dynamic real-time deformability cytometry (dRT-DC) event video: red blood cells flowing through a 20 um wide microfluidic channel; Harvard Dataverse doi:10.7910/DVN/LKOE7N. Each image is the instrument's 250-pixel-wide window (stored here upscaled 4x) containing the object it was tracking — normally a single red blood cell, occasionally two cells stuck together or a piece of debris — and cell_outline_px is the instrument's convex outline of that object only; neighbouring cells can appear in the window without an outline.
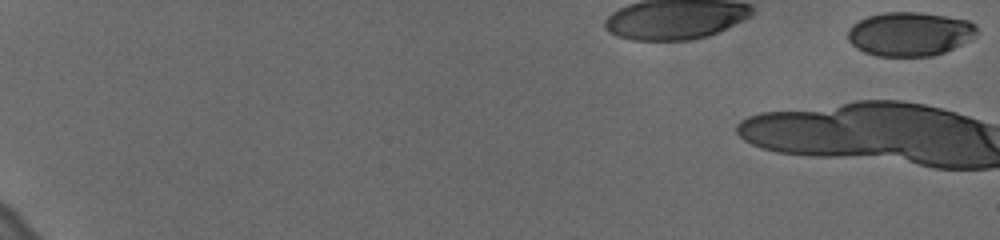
{"species": "human", "species_latin": "Homo sapiens", "temperature_condition": "cold", "stored_images_in_passage": 50, "camera_frame_rate_fps": 3000, "um_per_image_px": 0.085, "donor": {"sex": "female"}, "frame": {"image": 1, "passage_image": 1, "time_ms": 0.0, "image_size_px": [1000, 240], "cell_outline_px": [[980, 32], [976, 36], [944, 52], [932, 56], [876, 56], [864, 52], [856, 48], [848, 40], [848, 28], [852, 24], [868, 16], [884, 12], [920, 12], [968, 20], [976, 24]], "centroid_in_image_um": [77.33, 2.88], "position_along_channel_um": 7.7, "area_um2": 33.18}}
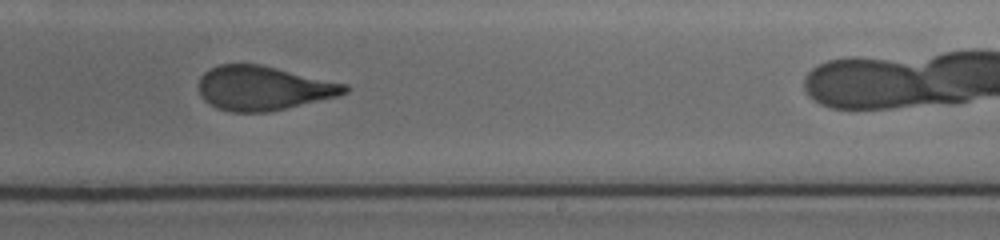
{"frame": {"image": 2, "passage_image": 37, "time_ms": 12.0, "image_size_px": [1000, 240], "cell_outline_px": [[348, 92], [336, 96], [268, 112], [232, 112], [220, 108], [204, 100], [200, 92], [200, 76], [204, 72], [220, 64], [260, 64], [348, 84]], "centroid_in_image_um": [22.39, 7.48], "position_along_channel_um": 266.6, "area_um2": 37.17}}
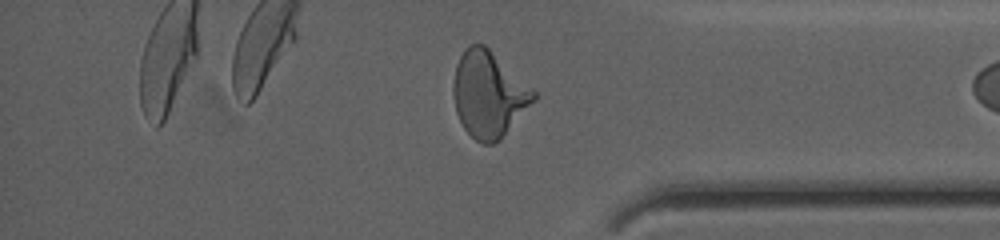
{"frame": {"image": 3, "passage_image": 48, "time_ms": 15.667, "image_size_px": [1000, 240], "cell_outline_px": [[536, 96], [500, 140], [492, 144], [484, 144], [476, 140], [464, 128], [456, 112], [452, 92], [452, 88], [456, 64], [460, 56], [472, 44], [484, 44], [532, 88], [536, 92]], "centroid_in_image_um": [41.5, 8.02], "position_along_channel_um": 393.7, "area_um2": 39.36}}